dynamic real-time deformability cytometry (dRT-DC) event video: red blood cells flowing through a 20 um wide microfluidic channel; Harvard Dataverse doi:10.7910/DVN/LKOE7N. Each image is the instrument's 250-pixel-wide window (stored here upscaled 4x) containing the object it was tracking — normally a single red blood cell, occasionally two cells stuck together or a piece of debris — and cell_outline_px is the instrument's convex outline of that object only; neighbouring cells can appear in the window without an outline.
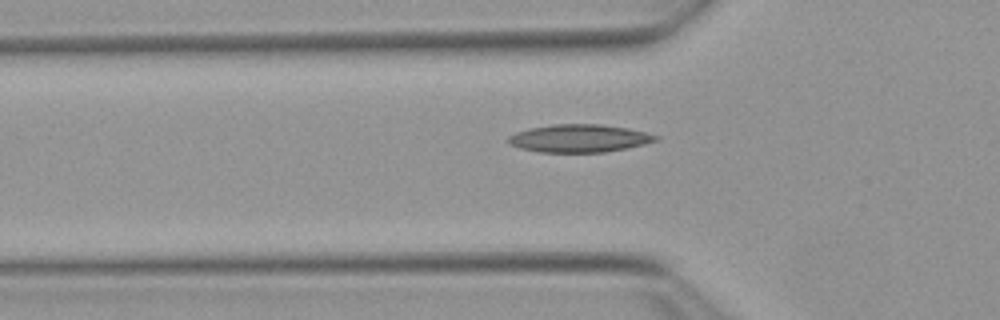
{"species": "Egyptian fruit bat (a non-hibernating species)", "species_latin": "Rousettus aegyptiacus", "temperature_condition": "warm", "stored_images_in_passage": 43, "camera_frame_rate_fps": 3000, "um_per_image_px": 0.085, "animal": {"sex": "female"}, "frame": {"image": 1, "passage_image": 15, "time_ms": 4.667, "image_size_px": [1000, 320], "cell_outline_px": [[660, 140], [628, 148], [604, 152], [540, 152], [520, 148], [508, 144], [508, 136], [516, 132], [528, 128], [552, 124], [600, 124], [628, 128], [660, 136]], "centroid_in_image_um": [49.24, 11.75], "position_along_channel_um": 76.6, "area_um2": 24.04}}
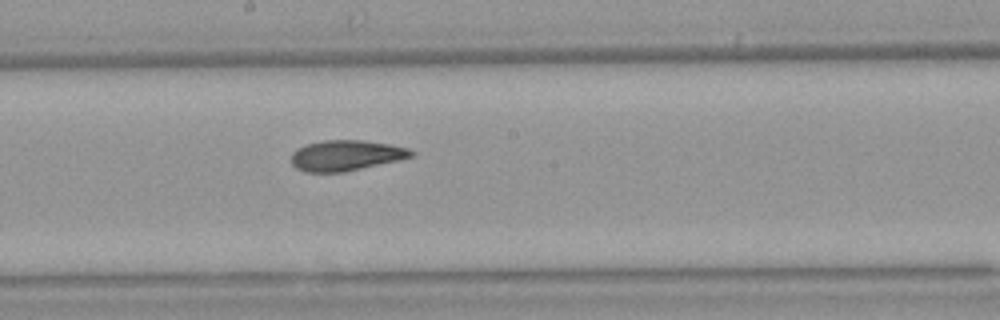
{"frame": {"image": 2, "passage_image": 26, "time_ms": 8.333, "image_size_px": [1000, 320], "cell_outline_px": [[416, 152], [412, 156], [400, 160], [344, 172], [308, 172], [296, 168], [292, 164], [292, 152], [296, 148], [304, 144], [324, 140], [360, 140], [388, 144], [408, 148]], "centroid_in_image_um": [29.39, 13.21], "position_along_channel_um": 218.8, "area_um2": 21.39}}
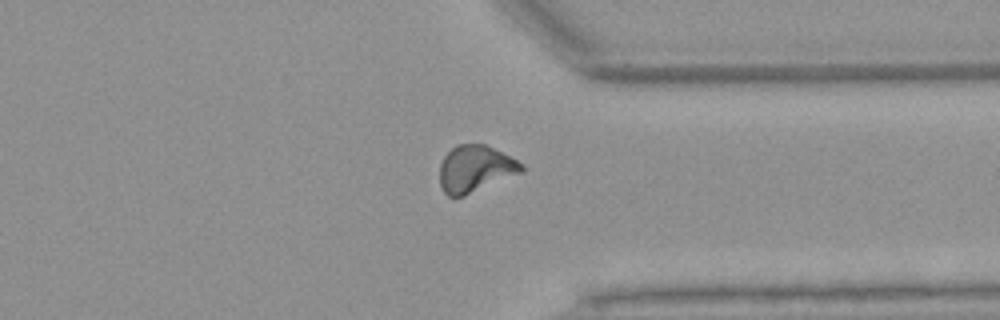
{"frame": {"image": 3, "passage_image": 38, "time_ms": 12.333, "image_size_px": [1000, 320], "cell_outline_px": [[524, 172], [464, 196], [448, 196], [444, 192], [440, 184], [440, 164], [444, 156], [456, 144], [484, 144], [524, 164]], "centroid_in_image_um": [40.4, 14.36], "position_along_channel_um": 371.0, "area_um2": 22.2}}